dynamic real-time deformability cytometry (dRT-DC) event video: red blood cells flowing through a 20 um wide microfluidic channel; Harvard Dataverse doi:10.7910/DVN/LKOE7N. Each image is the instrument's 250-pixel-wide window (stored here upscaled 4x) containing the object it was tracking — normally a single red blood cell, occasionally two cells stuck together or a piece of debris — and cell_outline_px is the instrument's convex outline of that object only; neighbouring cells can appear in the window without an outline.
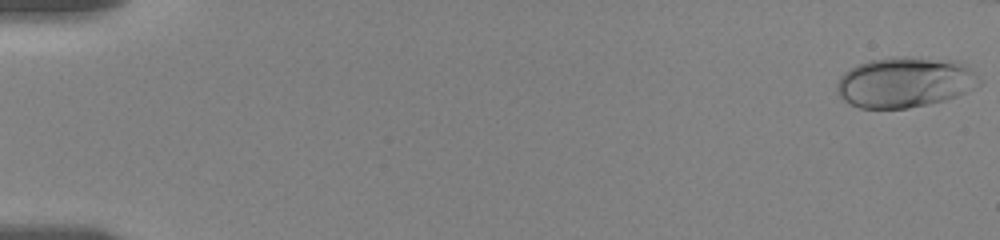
{"species": "human", "species_latin": "Homo sapiens", "temperature_condition": "room temperature", "stored_images_in_passage": 37, "camera_frame_rate_fps": 3000, "um_per_image_px": 0.085, "donor": {"sex": "female"}, "frame": {"image": 1, "passage_image": 1, "time_ms": 0.0, "image_size_px": [1000, 240], "cell_outline_px": [[980, 84], [956, 96], [944, 100], [928, 104], [908, 108], [860, 108], [844, 100], [836, 92], [836, 84], [840, 76], [844, 72], [868, 60], [892, 56], [904, 56], [952, 64], [968, 68], [980, 80]], "centroid_in_image_um": [76.78, 7.03], "position_along_channel_um": 8.2, "area_um2": 40.58}}
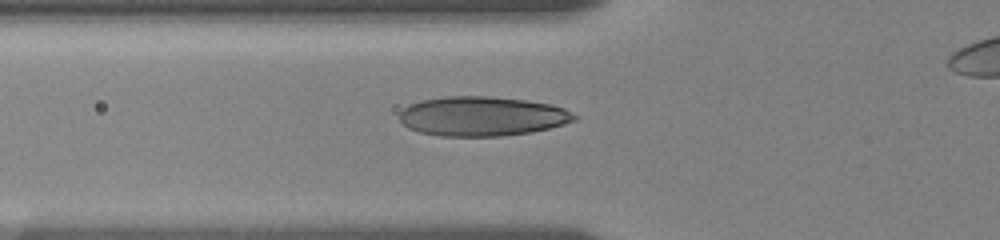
{"frame": {"image": 2, "passage_image": 33, "time_ms": 6.667, "image_size_px": [1000, 240], "cell_outline_px": [[580, 116], [576, 120], [564, 124], [532, 132], [500, 136], [440, 136], [420, 132], [408, 128], [400, 120], [400, 112], [408, 104], [420, 100], [444, 96], [492, 96], [524, 100], [548, 104], [564, 108]], "centroid_in_image_um": [40.98, 9.88], "position_along_channel_um": 84.8, "area_um2": 40.4}}
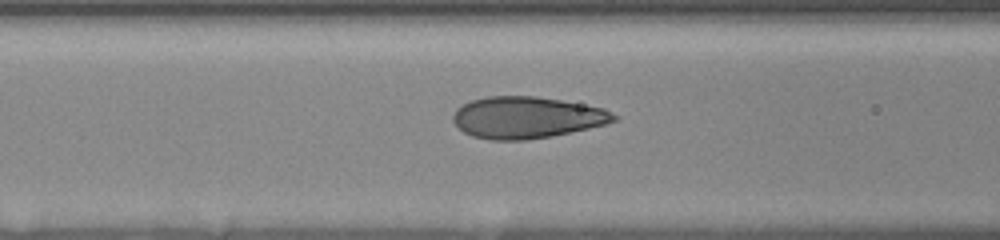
{"frame": {"image": 3, "passage_image": 37, "time_ms": 7.667, "image_size_px": [1000, 240], "cell_outline_px": [[620, 116], [616, 120], [604, 124], [588, 128], [552, 136], [524, 140], [492, 140], [472, 136], [464, 132], [452, 120], [452, 116], [456, 108], [472, 100], [488, 96], [536, 96], [560, 100], [604, 108]], "centroid_in_image_um": [44.77, 9.98], "position_along_channel_um": 121.8, "area_um2": 38.9}}